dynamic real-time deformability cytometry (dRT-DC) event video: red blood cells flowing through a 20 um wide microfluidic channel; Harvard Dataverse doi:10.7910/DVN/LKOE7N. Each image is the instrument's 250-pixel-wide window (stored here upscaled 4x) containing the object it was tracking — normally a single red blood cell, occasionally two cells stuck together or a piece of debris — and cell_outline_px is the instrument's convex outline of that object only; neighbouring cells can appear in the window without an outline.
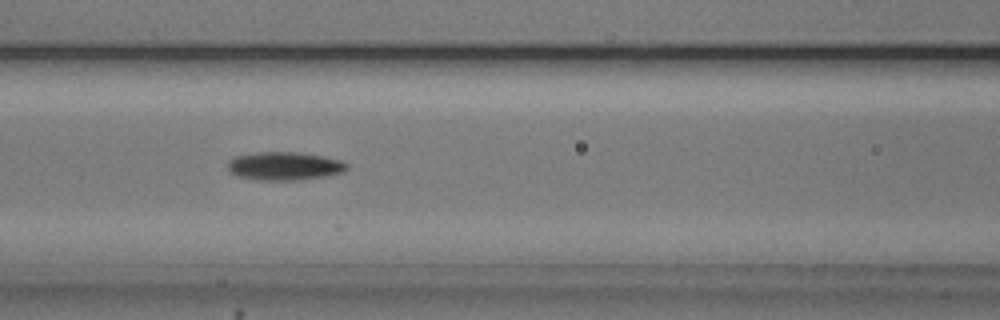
{"species": "common noctule bat (a hibernating species)", "species_latin": "Nyctalus noctula", "temperature_condition": "cold", "stored_images_in_passage": 41, "camera_frame_rate_fps": 3000, "um_per_image_px": 0.085, "animal": {"sex": "male", "body_mass_g": 20.5, "forearm_length_mm": 52.5}, "frame": {"image": 1, "passage_image": 10, "time_ms": 3.0, "image_size_px": [1000, 320], "cell_outline_px": [[348, 168], [344, 172], [324, 176], [296, 180], [260, 180], [236, 176], [228, 172], [228, 160], [232, 156], [256, 152], [300, 152], [340, 160], [348, 164]], "centroid_in_image_um": [24.12, 14.11], "position_along_channel_um": 142.5, "area_um2": 19.77}}
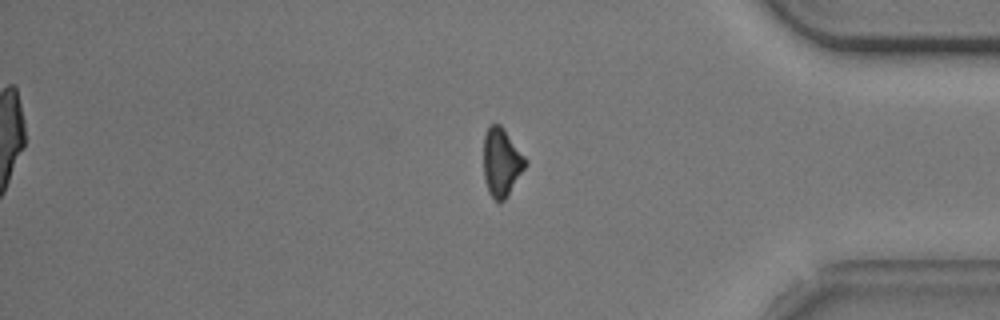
{"frame": {"image": 2, "passage_image": 32, "time_ms": 10.333, "image_size_px": [1000, 320], "cell_outline_px": [[528, 164], [508, 196], [500, 204], [488, 192], [484, 180], [484, 132], [488, 124], [500, 124], [504, 128], [528, 160]], "centroid_in_image_um": [42.64, 13.79], "position_along_channel_um": 392.6, "area_um2": 17.05}}
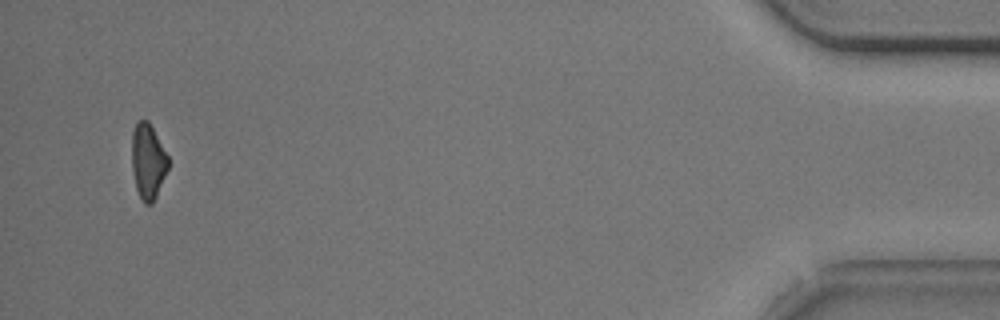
{"frame": {"image": 3, "passage_image": 39, "time_ms": 12.667, "image_size_px": [1000, 320], "cell_outline_px": [[168, 168], [156, 196], [152, 204], [144, 204], [136, 188], [132, 168], [132, 132], [136, 124], [140, 120], [148, 120], [168, 156]], "centroid_in_image_um": [12.57, 13.72], "position_along_channel_um": 422.6, "area_um2": 15.72}, "authors_computed_cell_mechanics": {"area_um2": 18.1492, "velocity_mm_per_s": 3.7397, "shape_relaxation_time_tau1_ms": 2.2003, "shape_relaxation_time_tau2_ms": null, "deformation_change_tau1": 0.1063, "deformation_change_tau2": null}}